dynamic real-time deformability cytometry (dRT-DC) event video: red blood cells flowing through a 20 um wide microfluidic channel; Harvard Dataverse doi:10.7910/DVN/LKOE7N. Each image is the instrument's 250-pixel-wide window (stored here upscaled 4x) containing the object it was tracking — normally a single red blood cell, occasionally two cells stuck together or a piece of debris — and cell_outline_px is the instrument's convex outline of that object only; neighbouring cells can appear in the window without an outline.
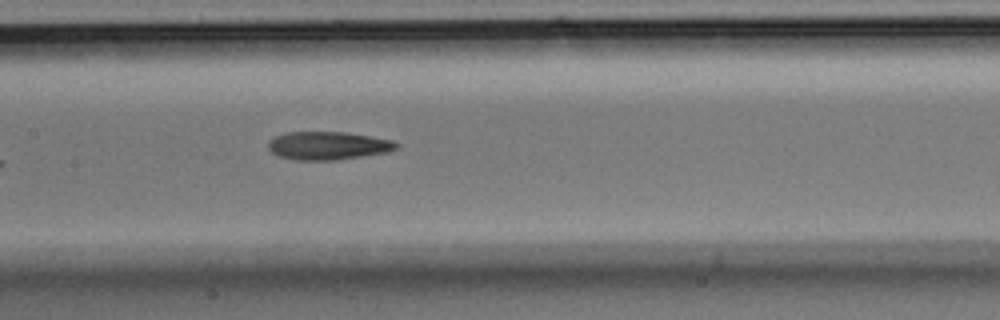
{"species": "Egyptian fruit bat (a non-hibernating species)", "species_latin": "Rousettus aegyptiacus", "temperature_condition": "room temperature", "stored_images_in_passage": 6, "camera_frame_rate_fps": 3000, "um_per_image_px": 0.085, "animal": {"sex": "male"}, "frame": {"image": 1, "passage_image": 6, "time_ms": 1.667, "image_size_px": [1000, 320], "cell_outline_px": [[400, 144], [396, 148], [388, 152], [336, 160], [296, 160], [280, 156], [272, 152], [268, 148], [268, 140], [284, 132], [348, 132], [396, 140]], "centroid_in_image_um": [27.91, 12.37], "position_along_channel_um": 179.5, "area_um2": 21.21}}